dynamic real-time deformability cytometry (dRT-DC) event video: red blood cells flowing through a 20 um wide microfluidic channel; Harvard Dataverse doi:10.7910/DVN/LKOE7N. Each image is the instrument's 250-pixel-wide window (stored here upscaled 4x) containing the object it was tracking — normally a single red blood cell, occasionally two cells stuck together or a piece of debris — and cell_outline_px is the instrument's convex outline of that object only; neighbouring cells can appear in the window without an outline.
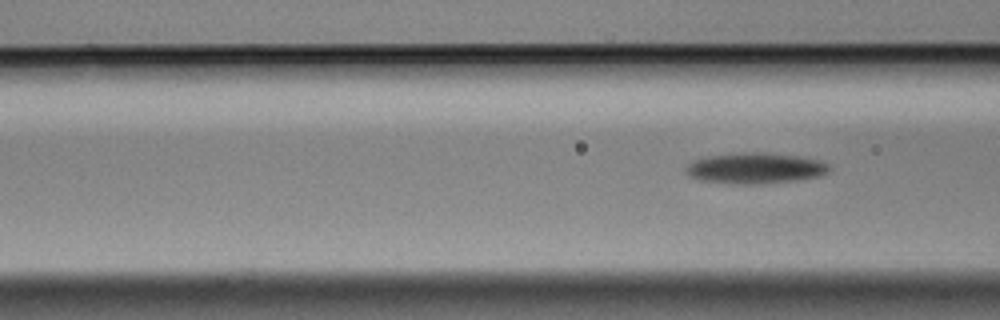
{"species": "Egyptian fruit bat (a non-hibernating species)", "species_latin": "Rousettus aegyptiacus", "temperature_condition": "cold", "stored_images_in_passage": 8, "segment_of_instrument_passage": [2, 2], "camera_frame_rate_fps": 3000, "um_per_image_px": 0.085, "animal": {"sex": "male"}, "frame": {"image": 1, "passage_image": 8, "time_ms": 2.333, "image_size_px": [1000, 320], "cell_outline_px": [[828, 172], [820, 176], [796, 180], [752, 184], [744, 184], [700, 180], [684, 172], [684, 168], [692, 160], [708, 156], [796, 156], [820, 160], [828, 164]], "centroid_in_image_um": [64.18, 14.36], "position_along_channel_um": 102.4, "area_um2": 23.93}}